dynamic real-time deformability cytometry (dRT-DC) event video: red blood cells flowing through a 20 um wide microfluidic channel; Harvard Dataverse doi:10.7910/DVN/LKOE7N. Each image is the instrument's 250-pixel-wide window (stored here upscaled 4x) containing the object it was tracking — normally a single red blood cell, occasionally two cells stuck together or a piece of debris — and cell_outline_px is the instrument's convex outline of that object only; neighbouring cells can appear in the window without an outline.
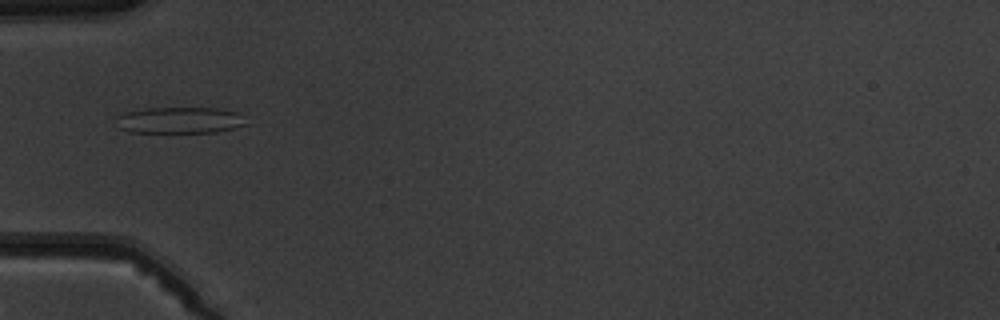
{"species": "common noctule bat (a hibernating species)", "species_latin": "Nyctalus noctula", "temperature_condition": "warm", "stored_images_in_passage": 5, "camera_frame_rate_fps": 3000, "um_per_image_px": 0.085, "animal": {"sex": "male", "body_mass_g": 19.5, "forearm_length_mm": 54.6}, "frame": {"image": 1, "passage_image": 5, "time_ms": 5.333, "image_size_px": [1000, 320], "cell_outline_px": [[248, 124], [216, 132], [132, 132], [120, 128], [116, 116], [124, 112], [148, 108], [216, 108], [236, 112]], "centroid_in_image_um": [15.25, 10.21], "position_along_channel_um": 69.7, "area_um2": 19.65}}